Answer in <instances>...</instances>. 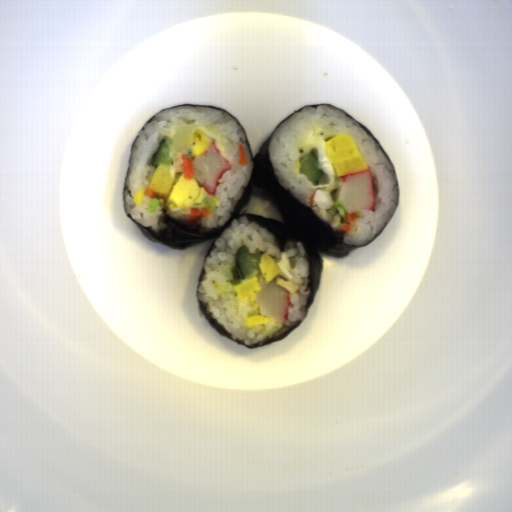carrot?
Wrapping results in <instances>:
<instances>
[{
	"instance_id": "1",
	"label": "carrot",
	"mask_w": 512,
	"mask_h": 512,
	"mask_svg": "<svg viewBox=\"0 0 512 512\" xmlns=\"http://www.w3.org/2000/svg\"><path fill=\"white\" fill-rule=\"evenodd\" d=\"M211 215V210L207 206H192L189 207V213L187 215V221L199 222L200 218H206Z\"/></svg>"
},
{
	"instance_id": "2",
	"label": "carrot",
	"mask_w": 512,
	"mask_h": 512,
	"mask_svg": "<svg viewBox=\"0 0 512 512\" xmlns=\"http://www.w3.org/2000/svg\"><path fill=\"white\" fill-rule=\"evenodd\" d=\"M180 163L185 178L191 179L192 177L195 176L194 162L187 153L182 154Z\"/></svg>"
},
{
	"instance_id": "3",
	"label": "carrot",
	"mask_w": 512,
	"mask_h": 512,
	"mask_svg": "<svg viewBox=\"0 0 512 512\" xmlns=\"http://www.w3.org/2000/svg\"><path fill=\"white\" fill-rule=\"evenodd\" d=\"M238 146H239V157H238L237 162H238L239 166H243V165L247 164L248 160L246 157V153H245L243 144L238 143Z\"/></svg>"
},
{
	"instance_id": "4",
	"label": "carrot",
	"mask_w": 512,
	"mask_h": 512,
	"mask_svg": "<svg viewBox=\"0 0 512 512\" xmlns=\"http://www.w3.org/2000/svg\"><path fill=\"white\" fill-rule=\"evenodd\" d=\"M143 196H147V197H149L151 199L157 198V195H156L155 191L153 189H150V188H145L143 190Z\"/></svg>"
},
{
	"instance_id": "5",
	"label": "carrot",
	"mask_w": 512,
	"mask_h": 512,
	"mask_svg": "<svg viewBox=\"0 0 512 512\" xmlns=\"http://www.w3.org/2000/svg\"><path fill=\"white\" fill-rule=\"evenodd\" d=\"M357 219V212H354V213H348L346 211V214H345V221H348V222H353V221H356Z\"/></svg>"
},
{
	"instance_id": "6",
	"label": "carrot",
	"mask_w": 512,
	"mask_h": 512,
	"mask_svg": "<svg viewBox=\"0 0 512 512\" xmlns=\"http://www.w3.org/2000/svg\"><path fill=\"white\" fill-rule=\"evenodd\" d=\"M352 230V226L350 224H339V231L350 232Z\"/></svg>"
},
{
	"instance_id": "7",
	"label": "carrot",
	"mask_w": 512,
	"mask_h": 512,
	"mask_svg": "<svg viewBox=\"0 0 512 512\" xmlns=\"http://www.w3.org/2000/svg\"><path fill=\"white\" fill-rule=\"evenodd\" d=\"M314 197H315V194H312L311 196H309V198H308L309 203L315 204Z\"/></svg>"
}]
</instances>
